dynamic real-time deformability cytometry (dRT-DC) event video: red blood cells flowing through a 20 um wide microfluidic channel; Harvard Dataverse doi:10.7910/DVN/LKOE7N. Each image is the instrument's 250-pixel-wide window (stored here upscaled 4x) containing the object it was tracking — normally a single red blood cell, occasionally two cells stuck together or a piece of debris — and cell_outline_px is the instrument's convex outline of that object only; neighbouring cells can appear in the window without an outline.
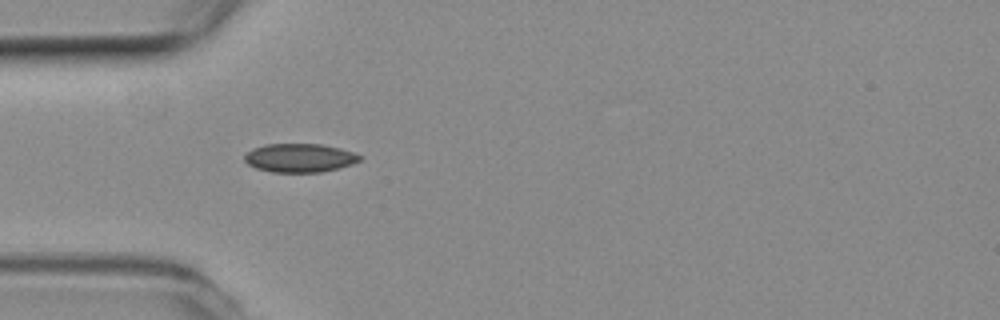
{"species": "common noctule bat (a hibernating species)", "species_latin": "Nyctalus noctula", "temperature_condition": "room temperature", "stored_images_in_passage": 39, "camera_frame_rate_fps": 3000, "um_per_image_px": 0.085, "animal": {"sex": "female", "body_mass_g": 19.3, "forearm_length_mm": 54.1}, "frame": {"image": 1, "passage_image": 1, "time_ms": 0.0, "image_size_px": [1000, 320], "cell_outline_px": [[364, 156], [360, 160], [352, 164], [340, 168], [320, 172], [272, 172], [256, 168], [248, 164], [244, 160], [244, 156], [252, 148], [268, 144], [320, 144], [340, 148]], "centroid_in_image_um": [25.49, 13.42], "position_along_channel_um": 59.5, "area_um2": 19.25}}
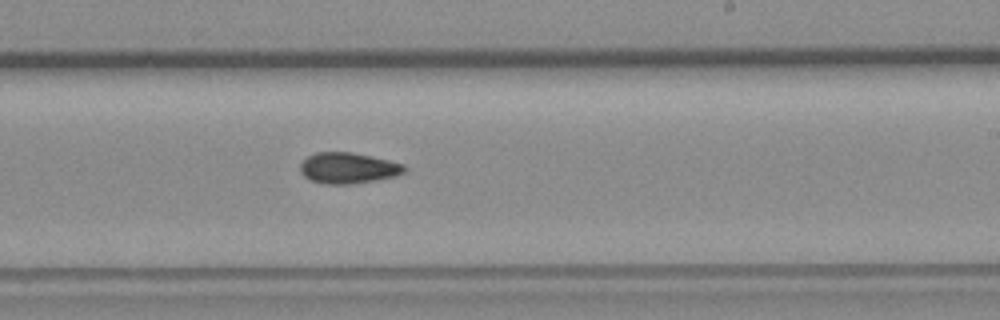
{"frame": {"image": 2, "passage_image": 17, "time_ms": 5.333, "image_size_px": [1000, 320], "cell_outline_px": [[408, 168], [404, 172], [396, 176], [376, 180], [352, 184], [324, 184], [312, 180], [304, 176], [300, 172], [300, 164], [308, 156], [316, 152], [352, 152], [388, 160], [404, 164]], "centroid_in_image_um": [29.6, 14.28], "position_along_channel_um": 259.4, "area_um2": 18.79}}
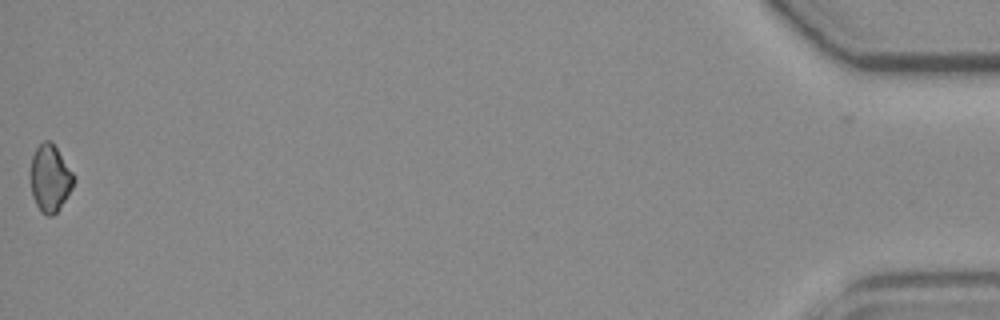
{"frame": {"image": 3, "passage_image": 39, "time_ms": 12.667, "image_size_px": [1000, 320], "cell_outline_px": [[76, 180], [72, 188], [60, 208], [52, 216], [48, 216], [40, 212], [32, 196], [28, 176], [28, 172], [32, 156], [36, 148], [44, 140], [48, 140], [56, 148], [76, 176]], "centroid_in_image_um": [4.22, 15.17], "position_along_channel_um": 431.0, "area_um2": 17.28}}